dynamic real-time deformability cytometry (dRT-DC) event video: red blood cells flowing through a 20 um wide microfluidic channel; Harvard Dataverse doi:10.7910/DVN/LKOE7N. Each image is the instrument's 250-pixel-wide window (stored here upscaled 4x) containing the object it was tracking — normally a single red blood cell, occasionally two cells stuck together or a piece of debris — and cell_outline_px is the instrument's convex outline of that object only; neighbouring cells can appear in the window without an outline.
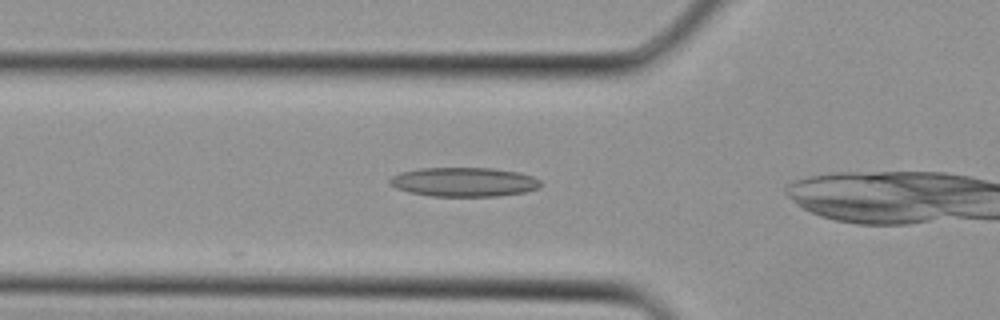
{"species": "Egyptian fruit bat (a non-hibernating species)", "species_latin": "Rousettus aegyptiacus", "temperature_condition": "cold", "stored_images_in_passage": 6, "camera_frame_rate_fps": 3000, "um_per_image_px": 0.085, "animal": {"sex": "female"}, "frame": {"image": 1, "passage_image": 4, "time_ms": 1.0, "image_size_px": [1000, 320], "cell_outline_px": [[544, 184], [540, 188], [524, 192], [496, 196], [432, 196], [408, 192], [396, 188], [388, 184], [388, 180], [392, 176], [400, 172], [420, 168], [492, 168], [520, 172], [532, 176], [540, 180]], "centroid_in_image_um": [39.44, 15.46], "position_along_channel_um": 86.4, "area_um2": 25.89}}